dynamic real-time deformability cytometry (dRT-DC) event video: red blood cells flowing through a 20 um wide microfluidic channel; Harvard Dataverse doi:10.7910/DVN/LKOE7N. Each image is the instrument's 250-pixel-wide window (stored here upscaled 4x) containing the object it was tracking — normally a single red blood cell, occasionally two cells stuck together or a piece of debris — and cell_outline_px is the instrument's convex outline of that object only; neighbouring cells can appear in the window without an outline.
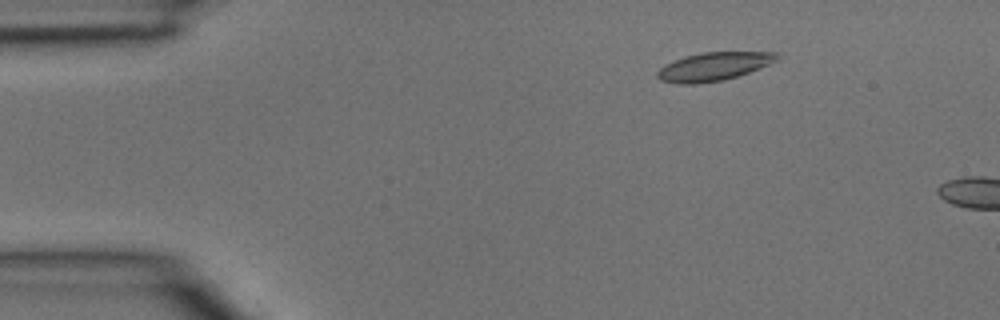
{"species": "common noctule bat (a hibernating species)", "species_latin": "Nyctalus noctula", "temperature_condition": "room temperature", "stored_images_in_passage": 3, "camera_frame_rate_fps": 3000, "um_per_image_px": 0.085, "animal": {"sex": "male", "body_mass_g": 15.6}, "frame": {"image": 1, "passage_image": 2, "time_ms": 0.333, "image_size_px": [1000, 320], "cell_outline_px": [[780, 60], [760, 68], [724, 80], [696, 84], [676, 84], [660, 80], [656, 76], [656, 72], [660, 68], [684, 56], [704, 52], [780, 52]], "centroid_in_image_um": [60.7, 5.65], "position_along_channel_um": 24.3, "area_um2": 19.83}}